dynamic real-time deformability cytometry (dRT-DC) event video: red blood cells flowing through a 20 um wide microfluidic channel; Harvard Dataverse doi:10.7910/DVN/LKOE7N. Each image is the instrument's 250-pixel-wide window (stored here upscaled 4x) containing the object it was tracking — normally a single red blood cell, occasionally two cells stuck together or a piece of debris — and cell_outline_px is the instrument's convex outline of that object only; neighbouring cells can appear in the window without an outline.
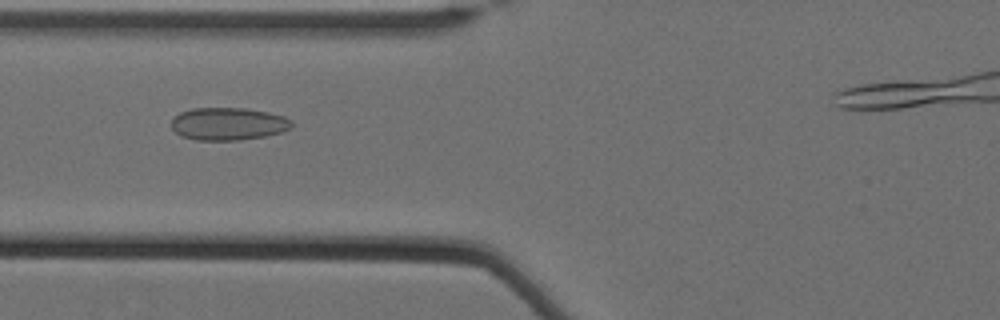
{"species": "Egyptian fruit bat (a non-hibernating species)", "species_latin": "Rousettus aegyptiacus", "temperature_condition": "cold", "stored_images_in_passage": 51, "camera_frame_rate_fps": 3000, "um_per_image_px": 0.085, "animal": {"sex": "female"}, "frame": {"image": 1, "passage_image": 21, "time_ms": 6.667, "image_size_px": [1000, 320], "cell_outline_px": [[292, 128], [284, 132], [264, 136], [236, 140], [196, 140], [180, 136], [172, 128], [172, 120], [180, 112], [192, 108], [244, 108], [268, 112], [284, 116], [292, 120]], "centroid_in_image_um": [19.42, 10.53], "position_along_channel_um": 106.4, "area_um2": 22.95}}
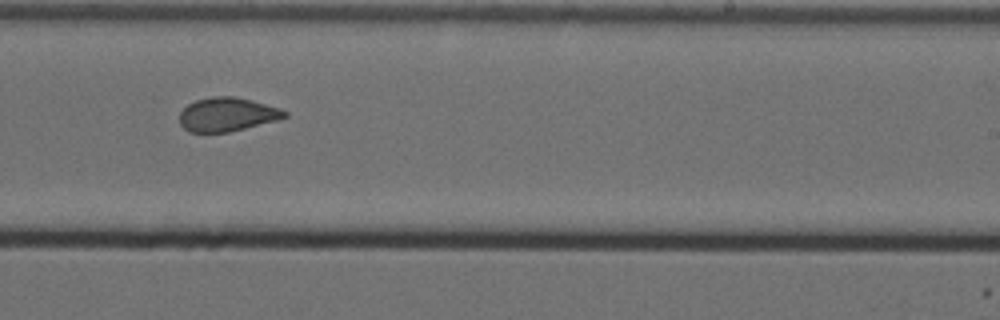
{"frame": {"image": 2, "passage_image": 35, "time_ms": 11.333, "image_size_px": [1000, 320], "cell_outline_px": [[288, 116], [280, 120], [228, 132], [188, 132], [180, 124], [180, 112], [188, 104], [196, 100], [212, 96], [236, 96], [280, 108], [288, 112]], "centroid_in_image_um": [19.33, 9.73], "position_along_channel_um": 269.7, "area_um2": 20.81}}
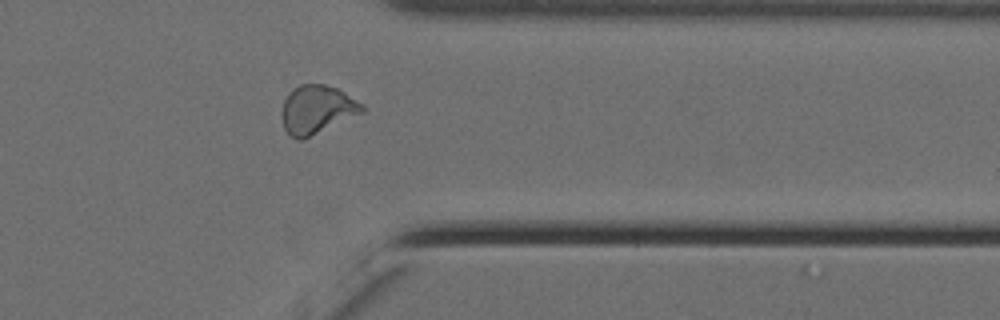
{"frame": {"image": 3, "passage_image": 45, "time_ms": 14.667, "image_size_px": [1000, 320], "cell_outline_px": [[364, 112], [304, 140], [296, 140], [284, 128], [280, 112], [284, 100], [288, 92], [292, 88], [300, 84], [324, 84], [336, 88], [344, 92], [364, 104]], "centroid_in_image_um": [26.92, 9.32], "position_along_channel_um": 384.5, "area_um2": 23.0}}